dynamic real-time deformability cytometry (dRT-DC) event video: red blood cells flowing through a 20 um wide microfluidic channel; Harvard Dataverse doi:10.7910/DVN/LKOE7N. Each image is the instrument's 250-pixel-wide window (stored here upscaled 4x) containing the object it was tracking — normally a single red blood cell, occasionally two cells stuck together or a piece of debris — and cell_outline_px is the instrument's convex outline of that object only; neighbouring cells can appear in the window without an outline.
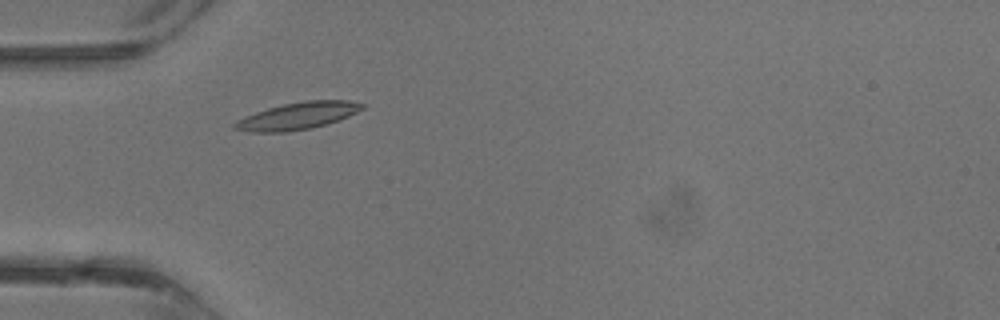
{"species": "common noctule bat (a hibernating species)", "species_latin": "Nyctalus noctula", "temperature_condition": "warm", "stored_images_in_passage": 33, "camera_frame_rate_fps": 3000, "um_per_image_px": 0.085, "animal": {"sex": "male", "body_mass_g": 13.3}, "frame": {"image": 1, "passage_image": 7, "time_ms": 2.0, "image_size_px": [1000, 320], "cell_outline_px": [[364, 108], [348, 116], [312, 128], [284, 132], [252, 132], [232, 128], [232, 124], [236, 120], [244, 116], [268, 108], [284, 104], [308, 100], [348, 100], [364, 104]], "centroid_in_image_um": [25.26, 9.85], "position_along_channel_um": 59.7, "area_um2": 19.88}}
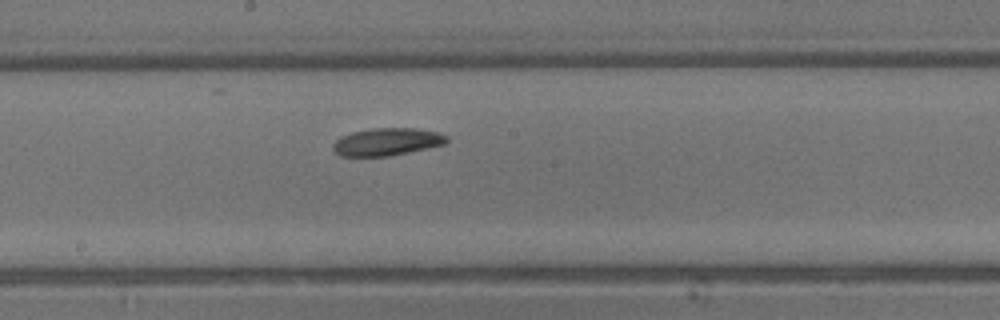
{"frame": {"image": 2, "passage_image": 16, "time_ms": 5.0, "image_size_px": [1000, 320], "cell_outline_px": [[448, 140], [444, 144], [428, 148], [388, 156], [340, 156], [332, 148], [332, 144], [340, 136], [352, 132], [372, 128], [416, 128], [440, 132], [448, 136]], "centroid_in_image_um": [32.89, 12.04], "position_along_channel_um": 215.3, "area_um2": 18.32}}
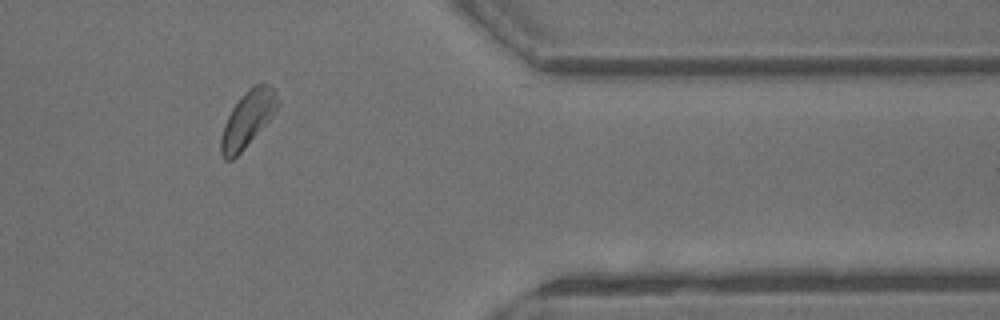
{"frame": {"image": 3, "passage_image": 27, "time_ms": 8.667, "image_size_px": [1000, 320], "cell_outline_px": [[280, 104], [276, 112], [244, 148], [232, 160], [224, 160], [220, 152], [220, 136], [224, 124], [232, 108], [248, 88], [252, 84], [272, 84], [276, 88]], "centroid_in_image_um": [21.07, 10.08], "position_along_channel_um": 390.3, "area_um2": 18.61}}